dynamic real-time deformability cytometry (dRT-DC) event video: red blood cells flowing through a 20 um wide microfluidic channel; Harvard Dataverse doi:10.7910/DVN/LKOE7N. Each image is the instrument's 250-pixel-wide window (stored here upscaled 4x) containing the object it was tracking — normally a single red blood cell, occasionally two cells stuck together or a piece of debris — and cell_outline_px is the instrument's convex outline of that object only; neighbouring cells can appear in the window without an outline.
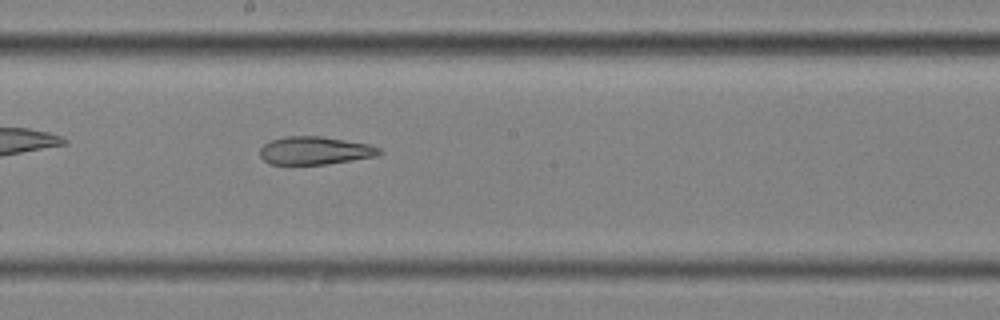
{"species": "common noctule bat (a hibernating species)", "species_latin": "Nyctalus noctula", "temperature_condition": "cold", "stored_images_in_passage": 35, "camera_frame_rate_fps": 3000, "um_per_image_px": 0.085, "animal": {"sex": "female", "body_mass_g": 25.1}, "frame": {"image": 1, "passage_image": 16, "time_ms": 5.0, "image_size_px": [1000, 320], "cell_outline_px": [[384, 152], [376, 156], [352, 160], [324, 164], [268, 164], [260, 156], [260, 148], [264, 144], [272, 140], [284, 136], [320, 136], [368, 144], [380, 148]], "centroid_in_image_um": [26.75, 12.8], "position_along_channel_um": 221.4, "area_um2": 19.36}}
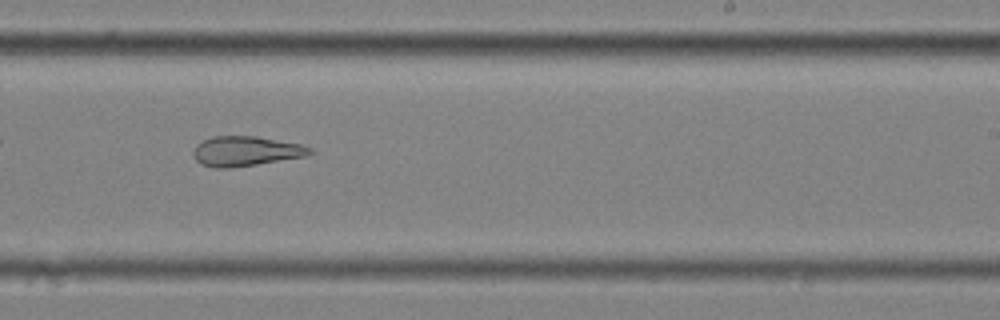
{"frame": {"image": 2, "passage_image": 20, "time_ms": 6.333, "image_size_px": [1000, 320], "cell_outline_px": [[312, 152], [304, 156], [256, 164], [228, 168], [216, 168], [200, 164], [196, 160], [192, 152], [196, 144], [212, 136], [256, 136], [300, 144], [312, 148]], "centroid_in_image_um": [20.84, 12.84], "position_along_channel_um": 268.2, "area_um2": 20.06}}
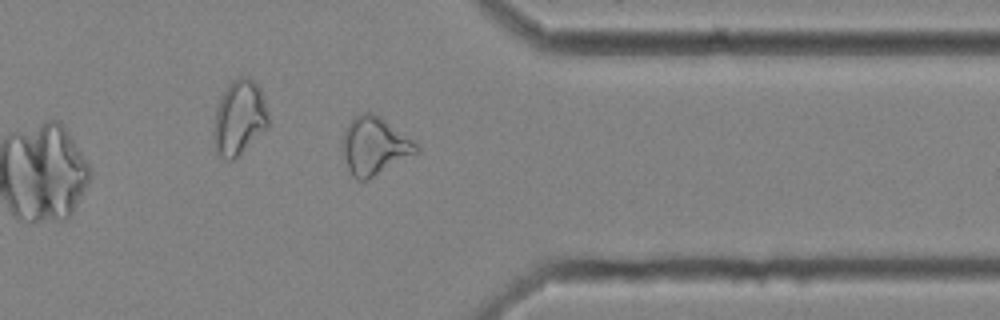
{"frame": {"image": 3, "passage_image": 30, "time_ms": 9.667, "image_size_px": [1000, 320], "cell_outline_px": [[420, 152], [368, 180], [360, 180], [352, 176], [348, 168], [340, 148], [344, 132], [352, 116], [364, 112], [372, 112], [380, 116], [416, 140], [420, 148]], "centroid_in_image_um": [31.86, 12.39], "position_along_channel_um": 379.5, "area_um2": 25.55}, "authors_computed_cell_mechanics": {"area_um2": 21.097, "velocity_mm_per_s": 3.5039, "shape_relaxation_time_tau1_ms": null, "shape_relaxation_time_tau2_ms": 5.8556, "deformation_change_tau1": null, "deformation_change_tau2": 0.1676}}